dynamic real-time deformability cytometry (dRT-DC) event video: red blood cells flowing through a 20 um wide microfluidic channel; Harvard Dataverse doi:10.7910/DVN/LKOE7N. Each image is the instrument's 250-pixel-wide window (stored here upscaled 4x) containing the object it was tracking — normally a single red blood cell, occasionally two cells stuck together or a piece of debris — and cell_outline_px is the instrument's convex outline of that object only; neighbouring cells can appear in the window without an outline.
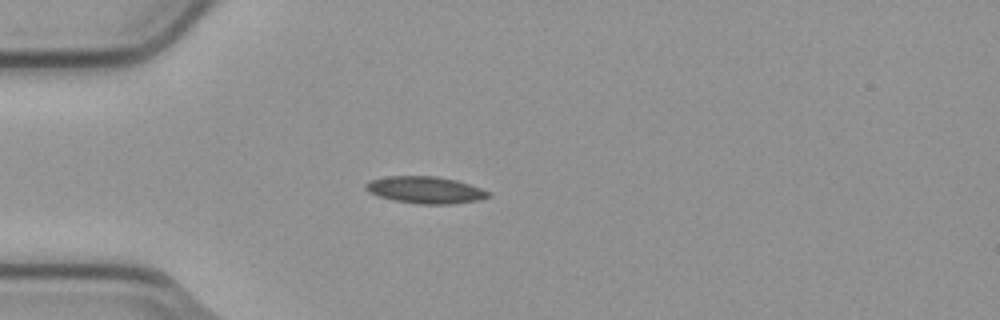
{"species": "common noctule bat (a hibernating species)", "species_latin": "Nyctalus noctula", "temperature_condition": "cold", "stored_images_in_passage": 4, "camera_frame_rate_fps": 3000, "um_per_image_px": 0.085, "animal": {"sex": "male", "body_mass_g": 23.1, "forearm_length_mm": 52.7}, "frame": {"image": 1, "passage_image": 4, "time_ms": 1.0, "image_size_px": [1000, 320], "cell_outline_px": [[492, 196], [480, 200], [452, 204], [416, 204], [392, 200], [368, 192], [364, 188], [364, 184], [368, 180], [388, 176], [436, 176], [456, 180], [492, 192]], "centroid_in_image_um": [36.15, 16.15], "position_along_channel_um": 48.8, "area_um2": 19.48}}